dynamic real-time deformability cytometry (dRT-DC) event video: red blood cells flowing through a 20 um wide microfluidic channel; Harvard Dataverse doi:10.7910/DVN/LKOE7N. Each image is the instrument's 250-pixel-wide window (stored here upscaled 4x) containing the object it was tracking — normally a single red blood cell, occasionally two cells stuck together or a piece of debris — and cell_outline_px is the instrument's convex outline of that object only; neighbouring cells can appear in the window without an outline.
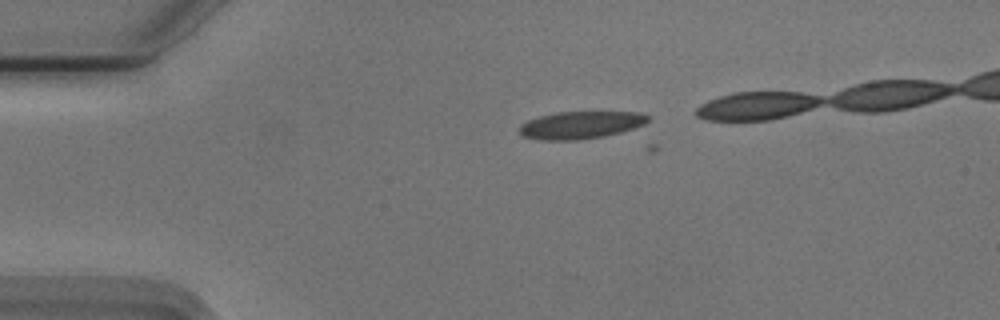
{"species": "Egyptian fruit bat (a non-hibernating species)", "species_latin": "Rousettus aegyptiacus", "temperature_condition": "cold", "stored_images_in_passage": 2, "camera_frame_rate_fps": 3000, "um_per_image_px": 0.085, "animal": {"sex": "male"}, "frame": {"image": 1, "passage_image": 1, "time_ms": 0.0, "image_size_px": [1000, 320], "cell_outline_px": [[652, 120], [644, 124], [620, 132], [604, 136], [576, 140], [540, 140], [524, 136], [520, 132], [520, 124], [528, 120], [540, 116], [556, 112], [640, 112], [652, 116]], "centroid_in_image_um": [49.4, 10.62], "position_along_channel_um": 35.6, "area_um2": 20.58}}